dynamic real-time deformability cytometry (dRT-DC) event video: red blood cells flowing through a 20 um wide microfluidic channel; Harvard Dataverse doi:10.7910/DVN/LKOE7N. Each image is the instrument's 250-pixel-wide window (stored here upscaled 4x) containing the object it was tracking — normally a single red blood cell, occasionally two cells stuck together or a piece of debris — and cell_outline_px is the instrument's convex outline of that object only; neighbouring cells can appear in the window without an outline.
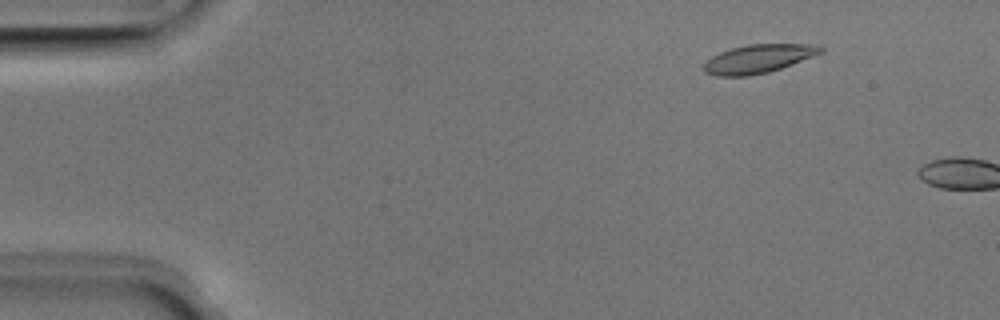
{"species": "Egyptian fruit bat (a non-hibernating species)", "species_latin": "Rousettus aegyptiacus", "temperature_condition": "room temperature", "stored_images_in_passage": 8, "camera_frame_rate_fps": 3000, "um_per_image_px": 0.085, "animal": {"sex": "male"}, "frame": {"image": 1, "passage_image": 6, "time_ms": 1.667, "image_size_px": [1000, 320], "cell_outline_px": [[824, 52], [780, 68], [768, 72], [748, 76], [716, 76], [704, 72], [704, 64], [712, 56], [720, 52], [732, 48], [748, 44], [820, 44], [824, 48]], "centroid_in_image_um": [64.48, 4.98], "position_along_channel_um": 20.5, "area_um2": 19.36}}